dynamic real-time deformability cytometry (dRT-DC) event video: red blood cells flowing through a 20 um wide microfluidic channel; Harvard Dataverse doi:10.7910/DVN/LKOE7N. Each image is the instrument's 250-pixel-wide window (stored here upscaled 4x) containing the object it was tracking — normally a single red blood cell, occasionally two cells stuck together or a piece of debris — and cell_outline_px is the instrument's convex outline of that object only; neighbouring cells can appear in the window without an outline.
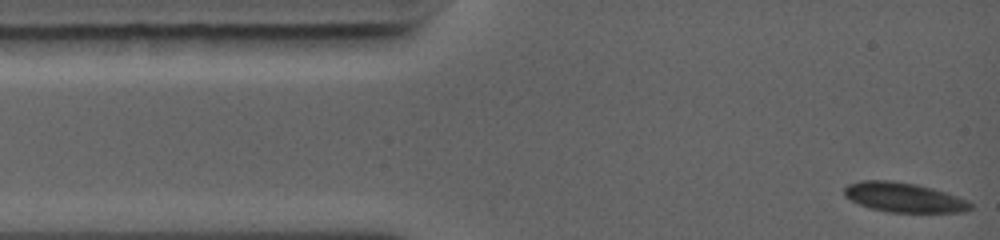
{"species": "common noctule bat (a hibernating species)", "species_latin": "Nyctalus noctula", "temperature_condition": "warm", "stored_images_in_passage": 55, "camera_frame_rate_fps": 5000, "um_per_image_px": 0.085, "animal": {"sex": "female", "body_mass_g": 19.0, "forearm_length_mm": 56.7}, "frame": {"image": 1, "passage_image": 1, "time_ms": 0.0, "image_size_px": [1000, 240], "cell_outline_px": [[972, 208], [964, 212], [888, 212], [868, 208], [844, 196], [844, 188], [848, 184], [860, 180], [892, 180], [916, 184], [932, 188], [968, 200], [972, 204]], "centroid_in_image_um": [76.81, 16.77], "position_along_channel_um": 8.2, "area_um2": 21.79}}
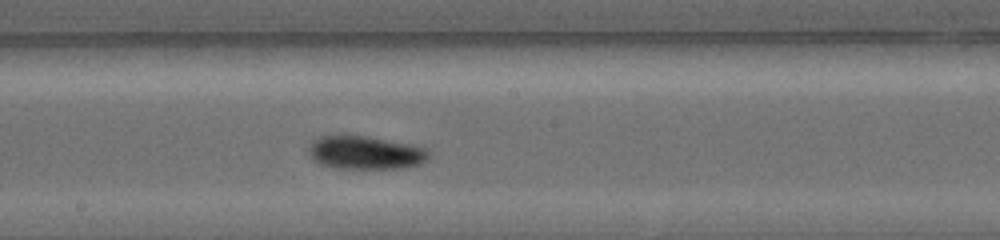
{"frame": {"image": 2, "passage_image": 32, "time_ms": 6.2, "image_size_px": [1000, 240], "cell_outline_px": [[432, 152], [420, 164], [400, 168], [332, 168], [320, 164], [308, 156], [308, 148], [312, 140], [320, 136], [344, 132], [416, 144], [428, 148]], "centroid_in_image_um": [31.02, 12.92], "position_along_channel_um": 217.2, "area_um2": 24.33}}
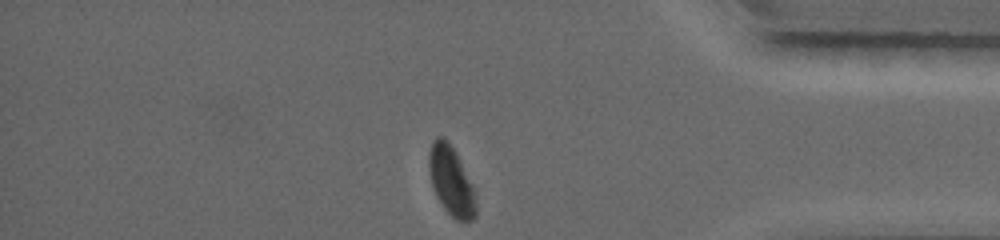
{"frame": {"image": 3, "passage_image": 55, "time_ms": 10.8, "image_size_px": [1000, 240], "cell_outline_px": [[476, 216], [472, 220], [456, 220], [444, 208], [436, 196], [432, 188], [428, 172], [428, 152], [432, 140], [436, 136], [444, 136], [448, 140], [456, 152], [472, 184], [476, 204]], "centroid_in_image_um": [38.31, 15.33], "position_along_channel_um": 396.9, "area_um2": 19.19}, "authors_computed_cell_mechanics": {"area_um2": 22.831, "velocity_mm_per_s": 4.4216, "shape_relaxation_time_tau1_ms": 2.6582, "shape_relaxation_time_tau2_ms": null, "deformation_change_tau1": 0.1184, "deformation_change_tau2": null}}